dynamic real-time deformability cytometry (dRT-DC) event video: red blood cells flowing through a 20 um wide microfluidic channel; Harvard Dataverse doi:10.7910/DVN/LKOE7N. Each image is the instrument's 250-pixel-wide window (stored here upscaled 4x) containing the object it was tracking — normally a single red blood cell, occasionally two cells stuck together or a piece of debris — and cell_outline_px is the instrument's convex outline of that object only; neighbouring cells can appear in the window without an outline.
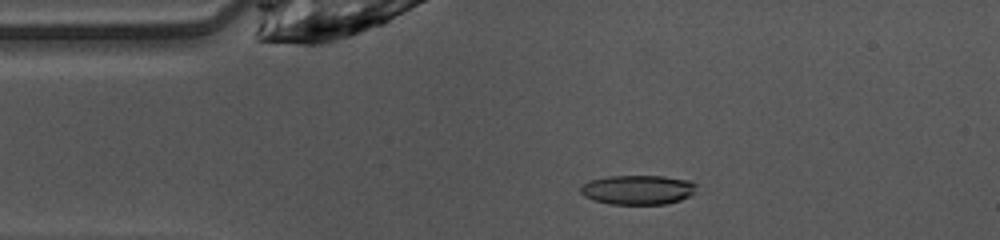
{"species": "common noctule bat (a hibernating species)", "species_latin": "Nyctalus noctula", "temperature_condition": "warm", "stored_images_in_passage": 44, "camera_frame_rate_fps": 3000, "um_per_image_px": 0.085, "animal": {"sex": "female", "body_mass_g": 10.0, "forearm_length_mm": 53.1}, "frame": {"image": 1, "passage_image": 5, "time_ms": 1.333, "image_size_px": [1000, 240], "cell_outline_px": [[696, 192], [680, 200], [668, 204], [608, 204], [584, 196], [580, 192], [580, 188], [588, 180], [608, 176], [664, 176], [688, 180], [696, 184]], "centroid_in_image_um": [54.22, 16.13], "position_along_channel_um": 30.8, "area_um2": 19.94}}
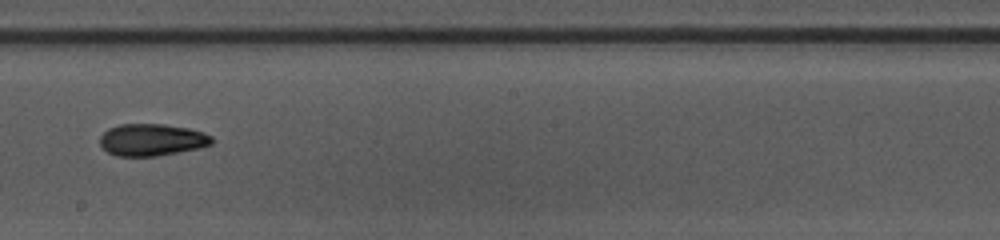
{"frame": {"image": 2, "passage_image": 22, "time_ms": 7.0, "image_size_px": [1000, 240], "cell_outline_px": [[216, 140], [212, 144], [200, 148], [156, 156], [116, 156], [108, 152], [100, 144], [100, 136], [108, 128], [120, 124], [164, 124], [188, 128], [204, 132], [212, 136]], "centroid_in_image_um": [12.94, 11.88], "position_along_channel_um": 235.3, "area_um2": 21.04}}
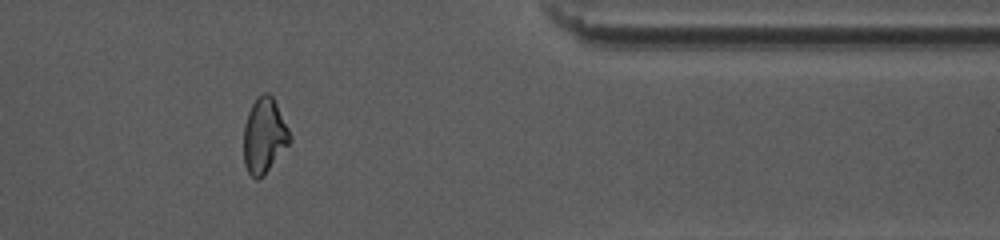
{"frame": {"image": 3, "passage_image": 35, "time_ms": 11.333, "image_size_px": [1000, 240], "cell_outline_px": [[292, 140], [264, 176], [260, 180], [256, 180], [248, 172], [244, 164], [244, 124], [248, 112], [256, 96], [264, 92], [268, 92], [272, 96], [292, 136]], "centroid_in_image_um": [22.45, 11.55], "position_along_channel_um": 388.9, "area_um2": 20.35}, "authors_computed_cell_mechanics": {"area_um2": 20.4901, "velocity_mm_per_s": 4.1068, "shape_relaxation_time_tau1_ms": 7.1861, "shape_relaxation_time_tau2_ms": 3.5519, "deformation_change_tau1": 0.1925, "deformation_change_tau2": 0.1038}}